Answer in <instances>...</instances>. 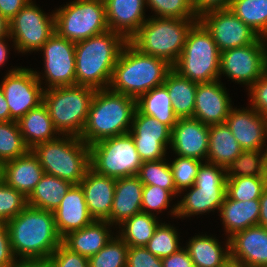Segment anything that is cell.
Wrapping results in <instances>:
<instances>
[{
	"label": "cell",
	"instance_id": "48",
	"mask_svg": "<svg viewBox=\"0 0 267 267\" xmlns=\"http://www.w3.org/2000/svg\"><path fill=\"white\" fill-rule=\"evenodd\" d=\"M126 267H163L162 259L145 247H129Z\"/></svg>",
	"mask_w": 267,
	"mask_h": 267
},
{
	"label": "cell",
	"instance_id": "1",
	"mask_svg": "<svg viewBox=\"0 0 267 267\" xmlns=\"http://www.w3.org/2000/svg\"><path fill=\"white\" fill-rule=\"evenodd\" d=\"M6 225L13 253L22 261L48 260L62 243L51 211L28 205Z\"/></svg>",
	"mask_w": 267,
	"mask_h": 267
},
{
	"label": "cell",
	"instance_id": "24",
	"mask_svg": "<svg viewBox=\"0 0 267 267\" xmlns=\"http://www.w3.org/2000/svg\"><path fill=\"white\" fill-rule=\"evenodd\" d=\"M144 7L145 0H108L105 8L109 30L129 41L147 21Z\"/></svg>",
	"mask_w": 267,
	"mask_h": 267
},
{
	"label": "cell",
	"instance_id": "28",
	"mask_svg": "<svg viewBox=\"0 0 267 267\" xmlns=\"http://www.w3.org/2000/svg\"><path fill=\"white\" fill-rule=\"evenodd\" d=\"M25 145L31 150L35 145L56 139L55 128L47 107L41 103L17 121Z\"/></svg>",
	"mask_w": 267,
	"mask_h": 267
},
{
	"label": "cell",
	"instance_id": "47",
	"mask_svg": "<svg viewBox=\"0 0 267 267\" xmlns=\"http://www.w3.org/2000/svg\"><path fill=\"white\" fill-rule=\"evenodd\" d=\"M52 267H89L88 258L71 251L63 243L48 258Z\"/></svg>",
	"mask_w": 267,
	"mask_h": 267
},
{
	"label": "cell",
	"instance_id": "49",
	"mask_svg": "<svg viewBox=\"0 0 267 267\" xmlns=\"http://www.w3.org/2000/svg\"><path fill=\"white\" fill-rule=\"evenodd\" d=\"M249 88L252 108L267 117V72Z\"/></svg>",
	"mask_w": 267,
	"mask_h": 267
},
{
	"label": "cell",
	"instance_id": "34",
	"mask_svg": "<svg viewBox=\"0 0 267 267\" xmlns=\"http://www.w3.org/2000/svg\"><path fill=\"white\" fill-rule=\"evenodd\" d=\"M194 267H222L229 259V238L226 252L222 250L217 239L209 236H195L187 246Z\"/></svg>",
	"mask_w": 267,
	"mask_h": 267
},
{
	"label": "cell",
	"instance_id": "10",
	"mask_svg": "<svg viewBox=\"0 0 267 267\" xmlns=\"http://www.w3.org/2000/svg\"><path fill=\"white\" fill-rule=\"evenodd\" d=\"M89 150L90 168L115 179L138 175L143 162L130 133L98 141Z\"/></svg>",
	"mask_w": 267,
	"mask_h": 267
},
{
	"label": "cell",
	"instance_id": "30",
	"mask_svg": "<svg viewBox=\"0 0 267 267\" xmlns=\"http://www.w3.org/2000/svg\"><path fill=\"white\" fill-rule=\"evenodd\" d=\"M242 151L226 123L209 126L208 163L226 168Z\"/></svg>",
	"mask_w": 267,
	"mask_h": 267
},
{
	"label": "cell",
	"instance_id": "52",
	"mask_svg": "<svg viewBox=\"0 0 267 267\" xmlns=\"http://www.w3.org/2000/svg\"><path fill=\"white\" fill-rule=\"evenodd\" d=\"M163 267H194L193 261L186 249H179L173 254L162 258Z\"/></svg>",
	"mask_w": 267,
	"mask_h": 267
},
{
	"label": "cell",
	"instance_id": "37",
	"mask_svg": "<svg viewBox=\"0 0 267 267\" xmlns=\"http://www.w3.org/2000/svg\"><path fill=\"white\" fill-rule=\"evenodd\" d=\"M243 150L226 168L227 178L242 176L267 177L266 152Z\"/></svg>",
	"mask_w": 267,
	"mask_h": 267
},
{
	"label": "cell",
	"instance_id": "16",
	"mask_svg": "<svg viewBox=\"0 0 267 267\" xmlns=\"http://www.w3.org/2000/svg\"><path fill=\"white\" fill-rule=\"evenodd\" d=\"M41 50L44 51L45 77L49 82L48 87L76 85L75 43L55 32Z\"/></svg>",
	"mask_w": 267,
	"mask_h": 267
},
{
	"label": "cell",
	"instance_id": "26",
	"mask_svg": "<svg viewBox=\"0 0 267 267\" xmlns=\"http://www.w3.org/2000/svg\"><path fill=\"white\" fill-rule=\"evenodd\" d=\"M38 158L29 150L25 155L3 163V181L28 197L44 175Z\"/></svg>",
	"mask_w": 267,
	"mask_h": 267
},
{
	"label": "cell",
	"instance_id": "31",
	"mask_svg": "<svg viewBox=\"0 0 267 267\" xmlns=\"http://www.w3.org/2000/svg\"><path fill=\"white\" fill-rule=\"evenodd\" d=\"M163 85L168 90L175 115L178 118H193L197 83L171 69Z\"/></svg>",
	"mask_w": 267,
	"mask_h": 267
},
{
	"label": "cell",
	"instance_id": "5",
	"mask_svg": "<svg viewBox=\"0 0 267 267\" xmlns=\"http://www.w3.org/2000/svg\"><path fill=\"white\" fill-rule=\"evenodd\" d=\"M31 151L38 158L45 174L79 183L90 168V150L80 137L70 135L35 145Z\"/></svg>",
	"mask_w": 267,
	"mask_h": 267
},
{
	"label": "cell",
	"instance_id": "56",
	"mask_svg": "<svg viewBox=\"0 0 267 267\" xmlns=\"http://www.w3.org/2000/svg\"><path fill=\"white\" fill-rule=\"evenodd\" d=\"M12 267H52L48 260L18 261Z\"/></svg>",
	"mask_w": 267,
	"mask_h": 267
},
{
	"label": "cell",
	"instance_id": "3",
	"mask_svg": "<svg viewBox=\"0 0 267 267\" xmlns=\"http://www.w3.org/2000/svg\"><path fill=\"white\" fill-rule=\"evenodd\" d=\"M171 69L172 65L166 60L143 54L128 41L113 70L109 85L113 89H109L137 100L154 87L163 85Z\"/></svg>",
	"mask_w": 267,
	"mask_h": 267
},
{
	"label": "cell",
	"instance_id": "61",
	"mask_svg": "<svg viewBox=\"0 0 267 267\" xmlns=\"http://www.w3.org/2000/svg\"><path fill=\"white\" fill-rule=\"evenodd\" d=\"M100 2H102V3H105V2H107L108 0H99Z\"/></svg>",
	"mask_w": 267,
	"mask_h": 267
},
{
	"label": "cell",
	"instance_id": "11",
	"mask_svg": "<svg viewBox=\"0 0 267 267\" xmlns=\"http://www.w3.org/2000/svg\"><path fill=\"white\" fill-rule=\"evenodd\" d=\"M225 168L216 164H201L190 192L173 208L178 217L201 214L215 209L220 211L226 196Z\"/></svg>",
	"mask_w": 267,
	"mask_h": 267
},
{
	"label": "cell",
	"instance_id": "29",
	"mask_svg": "<svg viewBox=\"0 0 267 267\" xmlns=\"http://www.w3.org/2000/svg\"><path fill=\"white\" fill-rule=\"evenodd\" d=\"M260 213L259 200L237 201L227 195L220 208L221 218L230 237L241 230L258 225Z\"/></svg>",
	"mask_w": 267,
	"mask_h": 267
},
{
	"label": "cell",
	"instance_id": "41",
	"mask_svg": "<svg viewBox=\"0 0 267 267\" xmlns=\"http://www.w3.org/2000/svg\"><path fill=\"white\" fill-rule=\"evenodd\" d=\"M129 246L118 236L88 258L89 267H126Z\"/></svg>",
	"mask_w": 267,
	"mask_h": 267
},
{
	"label": "cell",
	"instance_id": "45",
	"mask_svg": "<svg viewBox=\"0 0 267 267\" xmlns=\"http://www.w3.org/2000/svg\"><path fill=\"white\" fill-rule=\"evenodd\" d=\"M202 162L200 160L179 156L170 164L173 181L178 192L191 188Z\"/></svg>",
	"mask_w": 267,
	"mask_h": 267
},
{
	"label": "cell",
	"instance_id": "38",
	"mask_svg": "<svg viewBox=\"0 0 267 267\" xmlns=\"http://www.w3.org/2000/svg\"><path fill=\"white\" fill-rule=\"evenodd\" d=\"M30 149L25 145L16 121H0V161L5 163L25 155Z\"/></svg>",
	"mask_w": 267,
	"mask_h": 267
},
{
	"label": "cell",
	"instance_id": "15",
	"mask_svg": "<svg viewBox=\"0 0 267 267\" xmlns=\"http://www.w3.org/2000/svg\"><path fill=\"white\" fill-rule=\"evenodd\" d=\"M220 52L254 43L260 36L229 8L209 11L198 18Z\"/></svg>",
	"mask_w": 267,
	"mask_h": 267
},
{
	"label": "cell",
	"instance_id": "32",
	"mask_svg": "<svg viewBox=\"0 0 267 267\" xmlns=\"http://www.w3.org/2000/svg\"><path fill=\"white\" fill-rule=\"evenodd\" d=\"M73 184L56 176L44 174L27 197L28 205L54 212Z\"/></svg>",
	"mask_w": 267,
	"mask_h": 267
},
{
	"label": "cell",
	"instance_id": "35",
	"mask_svg": "<svg viewBox=\"0 0 267 267\" xmlns=\"http://www.w3.org/2000/svg\"><path fill=\"white\" fill-rule=\"evenodd\" d=\"M155 217L153 214L140 212L126 219L121 224L124 228L120 238L129 247H145L159 225Z\"/></svg>",
	"mask_w": 267,
	"mask_h": 267
},
{
	"label": "cell",
	"instance_id": "51",
	"mask_svg": "<svg viewBox=\"0 0 267 267\" xmlns=\"http://www.w3.org/2000/svg\"><path fill=\"white\" fill-rule=\"evenodd\" d=\"M231 1L232 0H192V4L194 12L197 18H199L209 11L229 8Z\"/></svg>",
	"mask_w": 267,
	"mask_h": 267
},
{
	"label": "cell",
	"instance_id": "2",
	"mask_svg": "<svg viewBox=\"0 0 267 267\" xmlns=\"http://www.w3.org/2000/svg\"><path fill=\"white\" fill-rule=\"evenodd\" d=\"M127 42L121 34L108 30L75 43L76 85L108 89L119 54Z\"/></svg>",
	"mask_w": 267,
	"mask_h": 267
},
{
	"label": "cell",
	"instance_id": "44",
	"mask_svg": "<svg viewBox=\"0 0 267 267\" xmlns=\"http://www.w3.org/2000/svg\"><path fill=\"white\" fill-rule=\"evenodd\" d=\"M28 206L27 197L7 185L0 183V223H6Z\"/></svg>",
	"mask_w": 267,
	"mask_h": 267
},
{
	"label": "cell",
	"instance_id": "7",
	"mask_svg": "<svg viewBox=\"0 0 267 267\" xmlns=\"http://www.w3.org/2000/svg\"><path fill=\"white\" fill-rule=\"evenodd\" d=\"M220 53L210 33L197 21L189 30L183 51L172 69L196 83L214 82L219 80Z\"/></svg>",
	"mask_w": 267,
	"mask_h": 267
},
{
	"label": "cell",
	"instance_id": "58",
	"mask_svg": "<svg viewBox=\"0 0 267 267\" xmlns=\"http://www.w3.org/2000/svg\"><path fill=\"white\" fill-rule=\"evenodd\" d=\"M5 38L0 39V65H2V63L4 64L6 58H7V53H8V49L6 47V43L4 42Z\"/></svg>",
	"mask_w": 267,
	"mask_h": 267
},
{
	"label": "cell",
	"instance_id": "54",
	"mask_svg": "<svg viewBox=\"0 0 267 267\" xmlns=\"http://www.w3.org/2000/svg\"><path fill=\"white\" fill-rule=\"evenodd\" d=\"M260 213L258 225L267 229V188L263 191L260 199Z\"/></svg>",
	"mask_w": 267,
	"mask_h": 267
},
{
	"label": "cell",
	"instance_id": "17",
	"mask_svg": "<svg viewBox=\"0 0 267 267\" xmlns=\"http://www.w3.org/2000/svg\"><path fill=\"white\" fill-rule=\"evenodd\" d=\"M131 128L129 133L143 162L164 159L167 144L171 143L172 130L167 125L136 109Z\"/></svg>",
	"mask_w": 267,
	"mask_h": 267
},
{
	"label": "cell",
	"instance_id": "42",
	"mask_svg": "<svg viewBox=\"0 0 267 267\" xmlns=\"http://www.w3.org/2000/svg\"><path fill=\"white\" fill-rule=\"evenodd\" d=\"M178 240L175 228L165 223L159 224L145 248L153 255L162 259L181 249L178 246Z\"/></svg>",
	"mask_w": 267,
	"mask_h": 267
},
{
	"label": "cell",
	"instance_id": "14",
	"mask_svg": "<svg viewBox=\"0 0 267 267\" xmlns=\"http://www.w3.org/2000/svg\"><path fill=\"white\" fill-rule=\"evenodd\" d=\"M40 81L39 74L31 69L15 68L7 73L0 87L10 110V121L17 122L43 103Z\"/></svg>",
	"mask_w": 267,
	"mask_h": 267
},
{
	"label": "cell",
	"instance_id": "8",
	"mask_svg": "<svg viewBox=\"0 0 267 267\" xmlns=\"http://www.w3.org/2000/svg\"><path fill=\"white\" fill-rule=\"evenodd\" d=\"M95 91L81 85L44 90L43 103L58 132L64 136H81Z\"/></svg>",
	"mask_w": 267,
	"mask_h": 267
},
{
	"label": "cell",
	"instance_id": "46",
	"mask_svg": "<svg viewBox=\"0 0 267 267\" xmlns=\"http://www.w3.org/2000/svg\"><path fill=\"white\" fill-rule=\"evenodd\" d=\"M171 196L173 195L168 190L154 185H144L142 212L147 214H154L149 210H159L158 212H161V210L166 209L169 206L168 204Z\"/></svg>",
	"mask_w": 267,
	"mask_h": 267
},
{
	"label": "cell",
	"instance_id": "59",
	"mask_svg": "<svg viewBox=\"0 0 267 267\" xmlns=\"http://www.w3.org/2000/svg\"><path fill=\"white\" fill-rule=\"evenodd\" d=\"M222 267H245L242 263L229 259Z\"/></svg>",
	"mask_w": 267,
	"mask_h": 267
},
{
	"label": "cell",
	"instance_id": "20",
	"mask_svg": "<svg viewBox=\"0 0 267 267\" xmlns=\"http://www.w3.org/2000/svg\"><path fill=\"white\" fill-rule=\"evenodd\" d=\"M232 106L226 90L217 81L197 83L193 118L205 125L225 123Z\"/></svg>",
	"mask_w": 267,
	"mask_h": 267
},
{
	"label": "cell",
	"instance_id": "4",
	"mask_svg": "<svg viewBox=\"0 0 267 267\" xmlns=\"http://www.w3.org/2000/svg\"><path fill=\"white\" fill-rule=\"evenodd\" d=\"M136 111V100L108 89L95 91L80 138L89 146L129 133ZM131 121V122H130Z\"/></svg>",
	"mask_w": 267,
	"mask_h": 267
},
{
	"label": "cell",
	"instance_id": "53",
	"mask_svg": "<svg viewBox=\"0 0 267 267\" xmlns=\"http://www.w3.org/2000/svg\"><path fill=\"white\" fill-rule=\"evenodd\" d=\"M32 0H0V14L10 21Z\"/></svg>",
	"mask_w": 267,
	"mask_h": 267
},
{
	"label": "cell",
	"instance_id": "18",
	"mask_svg": "<svg viewBox=\"0 0 267 267\" xmlns=\"http://www.w3.org/2000/svg\"><path fill=\"white\" fill-rule=\"evenodd\" d=\"M170 145L178 156L200 161L207 158L209 125L194 118H178L171 131Z\"/></svg>",
	"mask_w": 267,
	"mask_h": 267
},
{
	"label": "cell",
	"instance_id": "25",
	"mask_svg": "<svg viewBox=\"0 0 267 267\" xmlns=\"http://www.w3.org/2000/svg\"><path fill=\"white\" fill-rule=\"evenodd\" d=\"M143 184L137 175L116 179L109 225L122 224L126 219L142 212Z\"/></svg>",
	"mask_w": 267,
	"mask_h": 267
},
{
	"label": "cell",
	"instance_id": "22",
	"mask_svg": "<svg viewBox=\"0 0 267 267\" xmlns=\"http://www.w3.org/2000/svg\"><path fill=\"white\" fill-rule=\"evenodd\" d=\"M53 214L55 227L61 238L94 221L88 211L84 192L80 185H73L70 188Z\"/></svg>",
	"mask_w": 267,
	"mask_h": 267
},
{
	"label": "cell",
	"instance_id": "55",
	"mask_svg": "<svg viewBox=\"0 0 267 267\" xmlns=\"http://www.w3.org/2000/svg\"><path fill=\"white\" fill-rule=\"evenodd\" d=\"M0 121H10V110L0 87Z\"/></svg>",
	"mask_w": 267,
	"mask_h": 267
},
{
	"label": "cell",
	"instance_id": "33",
	"mask_svg": "<svg viewBox=\"0 0 267 267\" xmlns=\"http://www.w3.org/2000/svg\"><path fill=\"white\" fill-rule=\"evenodd\" d=\"M136 109L142 114L158 119L171 130L178 120L173 111L168 90L164 85L154 87L140 96L136 100Z\"/></svg>",
	"mask_w": 267,
	"mask_h": 267
},
{
	"label": "cell",
	"instance_id": "36",
	"mask_svg": "<svg viewBox=\"0 0 267 267\" xmlns=\"http://www.w3.org/2000/svg\"><path fill=\"white\" fill-rule=\"evenodd\" d=\"M229 9L260 37L267 38V0H232Z\"/></svg>",
	"mask_w": 267,
	"mask_h": 267
},
{
	"label": "cell",
	"instance_id": "6",
	"mask_svg": "<svg viewBox=\"0 0 267 267\" xmlns=\"http://www.w3.org/2000/svg\"><path fill=\"white\" fill-rule=\"evenodd\" d=\"M197 21L149 18L129 42L141 53L162 58L173 65L183 51L189 30Z\"/></svg>",
	"mask_w": 267,
	"mask_h": 267
},
{
	"label": "cell",
	"instance_id": "23",
	"mask_svg": "<svg viewBox=\"0 0 267 267\" xmlns=\"http://www.w3.org/2000/svg\"><path fill=\"white\" fill-rule=\"evenodd\" d=\"M116 179L96 173L89 168L79 183L85 201L94 220H106L110 216L114 199Z\"/></svg>",
	"mask_w": 267,
	"mask_h": 267
},
{
	"label": "cell",
	"instance_id": "21",
	"mask_svg": "<svg viewBox=\"0 0 267 267\" xmlns=\"http://www.w3.org/2000/svg\"><path fill=\"white\" fill-rule=\"evenodd\" d=\"M243 150H261L267 137V117L253 108L231 109L225 121Z\"/></svg>",
	"mask_w": 267,
	"mask_h": 267
},
{
	"label": "cell",
	"instance_id": "40",
	"mask_svg": "<svg viewBox=\"0 0 267 267\" xmlns=\"http://www.w3.org/2000/svg\"><path fill=\"white\" fill-rule=\"evenodd\" d=\"M137 176L143 185L158 186L172 195L179 193L173 181L170 164L164 162V159L142 162Z\"/></svg>",
	"mask_w": 267,
	"mask_h": 267
},
{
	"label": "cell",
	"instance_id": "27",
	"mask_svg": "<svg viewBox=\"0 0 267 267\" xmlns=\"http://www.w3.org/2000/svg\"><path fill=\"white\" fill-rule=\"evenodd\" d=\"M106 220H94L91 224L68 233L62 243L71 251L87 258L95 255L112 238L106 227Z\"/></svg>",
	"mask_w": 267,
	"mask_h": 267
},
{
	"label": "cell",
	"instance_id": "19",
	"mask_svg": "<svg viewBox=\"0 0 267 267\" xmlns=\"http://www.w3.org/2000/svg\"><path fill=\"white\" fill-rule=\"evenodd\" d=\"M230 259L245 267H267V229L252 226L229 237Z\"/></svg>",
	"mask_w": 267,
	"mask_h": 267
},
{
	"label": "cell",
	"instance_id": "60",
	"mask_svg": "<svg viewBox=\"0 0 267 267\" xmlns=\"http://www.w3.org/2000/svg\"><path fill=\"white\" fill-rule=\"evenodd\" d=\"M3 181V163L0 161V183Z\"/></svg>",
	"mask_w": 267,
	"mask_h": 267
},
{
	"label": "cell",
	"instance_id": "12",
	"mask_svg": "<svg viewBox=\"0 0 267 267\" xmlns=\"http://www.w3.org/2000/svg\"><path fill=\"white\" fill-rule=\"evenodd\" d=\"M54 33V14L47 17L31 1L9 21V36L19 52L40 50Z\"/></svg>",
	"mask_w": 267,
	"mask_h": 267
},
{
	"label": "cell",
	"instance_id": "39",
	"mask_svg": "<svg viewBox=\"0 0 267 267\" xmlns=\"http://www.w3.org/2000/svg\"><path fill=\"white\" fill-rule=\"evenodd\" d=\"M267 188V177L242 176L227 178L226 195L237 201L259 200Z\"/></svg>",
	"mask_w": 267,
	"mask_h": 267
},
{
	"label": "cell",
	"instance_id": "57",
	"mask_svg": "<svg viewBox=\"0 0 267 267\" xmlns=\"http://www.w3.org/2000/svg\"><path fill=\"white\" fill-rule=\"evenodd\" d=\"M6 36L9 38V21L0 14V39Z\"/></svg>",
	"mask_w": 267,
	"mask_h": 267
},
{
	"label": "cell",
	"instance_id": "50",
	"mask_svg": "<svg viewBox=\"0 0 267 267\" xmlns=\"http://www.w3.org/2000/svg\"><path fill=\"white\" fill-rule=\"evenodd\" d=\"M13 253L6 223H0V267H12L18 261Z\"/></svg>",
	"mask_w": 267,
	"mask_h": 267
},
{
	"label": "cell",
	"instance_id": "13",
	"mask_svg": "<svg viewBox=\"0 0 267 267\" xmlns=\"http://www.w3.org/2000/svg\"><path fill=\"white\" fill-rule=\"evenodd\" d=\"M259 37L247 46L231 48L220 53L221 72L229 78L248 86L267 72L265 39ZM264 41V42H263Z\"/></svg>",
	"mask_w": 267,
	"mask_h": 267
},
{
	"label": "cell",
	"instance_id": "9",
	"mask_svg": "<svg viewBox=\"0 0 267 267\" xmlns=\"http://www.w3.org/2000/svg\"><path fill=\"white\" fill-rule=\"evenodd\" d=\"M55 32L73 43L109 30L105 3L75 0L54 13Z\"/></svg>",
	"mask_w": 267,
	"mask_h": 267
},
{
	"label": "cell",
	"instance_id": "43",
	"mask_svg": "<svg viewBox=\"0 0 267 267\" xmlns=\"http://www.w3.org/2000/svg\"><path fill=\"white\" fill-rule=\"evenodd\" d=\"M161 18L198 19L192 0H145Z\"/></svg>",
	"mask_w": 267,
	"mask_h": 267
}]
</instances>
